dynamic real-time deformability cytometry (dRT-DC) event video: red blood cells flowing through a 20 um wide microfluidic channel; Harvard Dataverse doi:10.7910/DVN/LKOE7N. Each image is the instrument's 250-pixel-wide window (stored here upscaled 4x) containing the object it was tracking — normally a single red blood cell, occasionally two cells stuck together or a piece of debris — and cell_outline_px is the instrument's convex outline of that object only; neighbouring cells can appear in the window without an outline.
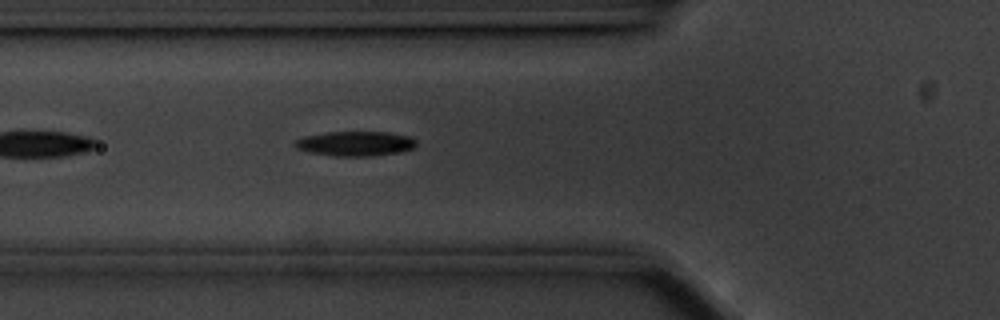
{"species": "common noctule bat (a hibernating species)", "species_latin": "Nyctalus noctula", "temperature_condition": "cold", "stored_images_in_passage": 36, "camera_frame_rate_fps": 3000, "um_per_image_px": 0.085, "animal": {"sex": "male", "body_mass_g": 20.1, "forearm_length_mm": 53.5}, "frame": {"image": 1, "passage_image": 6, "time_ms": 1.667, "image_size_px": [1000, 320], "cell_outline_px": [[416, 144], [412, 148], [372, 156], [332, 156], [308, 152], [296, 148], [292, 144], [296, 140], [304, 136], [328, 132], [388, 132], [412, 136], [416, 140]], "centroid_in_image_um": [30.15, 12.2], "position_along_channel_um": 95.7, "area_um2": 17.4}, "authors_computed_cell_mechanics": {"area_um2": 17.1088, "velocity_mm_per_s": 3.5352, "shape_relaxation_time_tau1_ms": 2.8472, "shape_relaxation_time_tau2_ms": null, "deformation_change_tau1": 0.1289, "deformation_change_tau2": null}}